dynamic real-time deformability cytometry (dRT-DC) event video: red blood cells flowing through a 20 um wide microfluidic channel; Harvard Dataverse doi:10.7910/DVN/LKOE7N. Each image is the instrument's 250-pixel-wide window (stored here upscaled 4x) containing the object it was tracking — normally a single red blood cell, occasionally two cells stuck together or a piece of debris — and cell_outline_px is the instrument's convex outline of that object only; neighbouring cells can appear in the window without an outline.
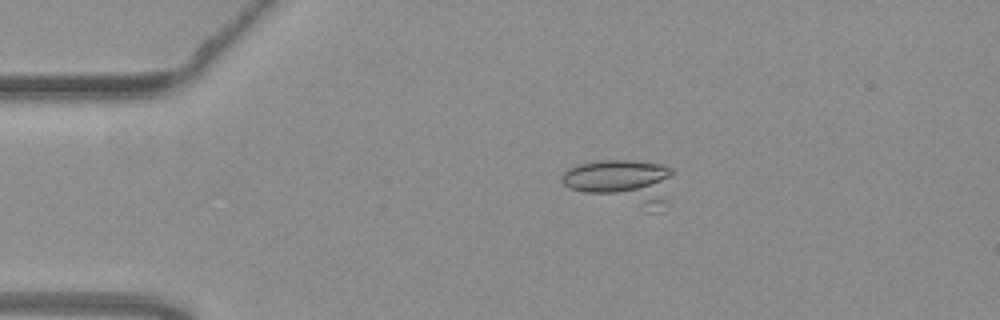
{"species": "common noctule bat (a hibernating species)", "species_latin": "Nyctalus noctula", "temperature_condition": "warm", "stored_images_in_passage": 43, "camera_frame_rate_fps": 3000, "um_per_image_px": 0.085, "animal": {"sex": "female", "body_mass_g": 19.3, "forearm_length_mm": 54.1}, "frame": {"image": 1, "passage_image": 1, "time_ms": 0.0, "image_size_px": [1000, 320], "cell_outline_px": [[676, 172], [664, 200], [656, 212], [648, 212], [584, 192], [572, 188], [564, 184], [560, 180], [560, 176], [568, 168], [576, 164], [600, 160], [632, 160], [664, 164], [672, 168]], "centroid_in_image_um": [52.93, 15.45], "position_along_channel_um": 32.1, "area_um2": 29.59}}